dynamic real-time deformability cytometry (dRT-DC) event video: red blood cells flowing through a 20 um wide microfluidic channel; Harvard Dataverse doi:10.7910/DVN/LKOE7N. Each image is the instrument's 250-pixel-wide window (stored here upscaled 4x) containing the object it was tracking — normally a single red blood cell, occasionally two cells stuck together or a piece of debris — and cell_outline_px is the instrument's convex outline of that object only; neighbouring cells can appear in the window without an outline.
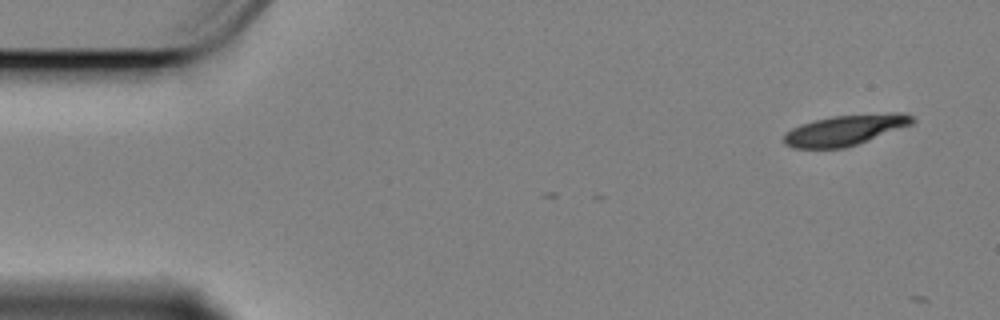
{"species": "Egyptian fruit bat (a non-hibernating species)", "species_latin": "Rousettus aegyptiacus", "temperature_condition": "cold", "stored_images_in_passage": 2, "camera_frame_rate_fps": 3000, "um_per_image_px": 0.085, "animal": {"sex": "female"}, "frame": {"image": 1, "passage_image": 1, "time_ms": 0.0, "image_size_px": [1000, 320], "cell_outline_px": [[916, 120], [912, 124], [856, 144], [844, 148], [792, 148], [784, 144], [784, 132], [800, 124], [832, 116], [892, 112], [904, 112], [912, 116]], "centroid_in_image_um": [71.82, 11.04], "position_along_channel_um": 13.2, "area_um2": 22.77}}